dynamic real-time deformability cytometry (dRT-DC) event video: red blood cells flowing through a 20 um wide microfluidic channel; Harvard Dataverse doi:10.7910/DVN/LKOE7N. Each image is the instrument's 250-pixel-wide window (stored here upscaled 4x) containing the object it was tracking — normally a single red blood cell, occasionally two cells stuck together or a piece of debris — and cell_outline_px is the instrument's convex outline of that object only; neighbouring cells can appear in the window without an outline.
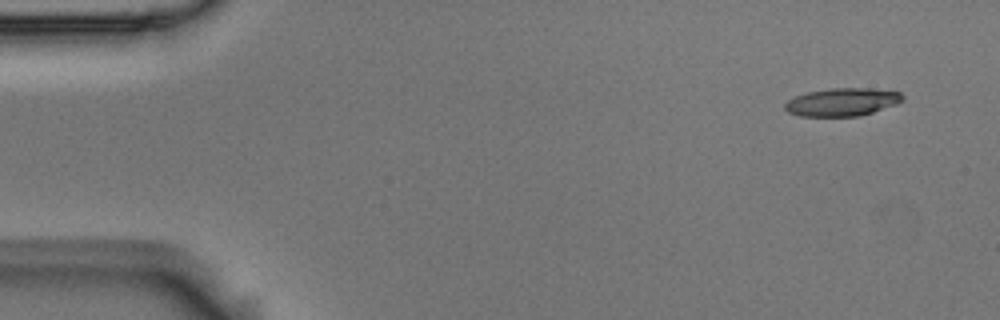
{"species": "Egyptian fruit bat (a non-hibernating species)", "species_latin": "Rousettus aegyptiacus", "temperature_condition": "room temperature", "stored_images_in_passage": 8, "camera_frame_rate_fps": 3000, "um_per_image_px": 0.085, "animal": {"sex": "male"}, "frame": {"image": 1, "passage_image": 1, "time_ms": 0.0, "image_size_px": [1000, 320], "cell_outline_px": [[904, 100], [896, 104], [860, 116], [800, 116], [788, 112], [784, 108], [784, 104], [788, 100], [796, 96], [808, 92], [832, 88], [868, 88], [900, 92], [904, 96]], "centroid_in_image_um": [71.59, 8.67], "position_along_channel_um": 13.4, "area_um2": 19.07}}
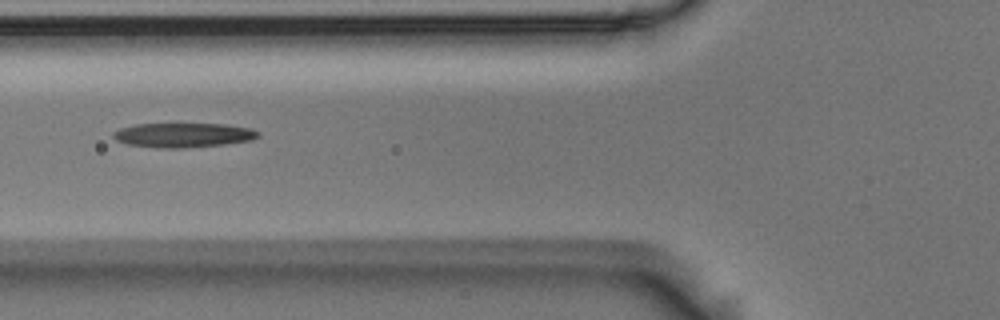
{"frame": {"image": 2, "passage_image": 6, "time_ms": 1.667, "image_size_px": [1000, 320], "cell_outline_px": [[260, 136], [252, 140], [224, 144], [184, 148], [160, 148], [128, 144], [116, 140], [112, 136], [112, 132], [120, 128], [136, 124], [228, 124], [252, 128], [260, 132]], "centroid_in_image_um": [15.61, 11.48], "position_along_channel_um": 110.2, "area_um2": 20.75}}
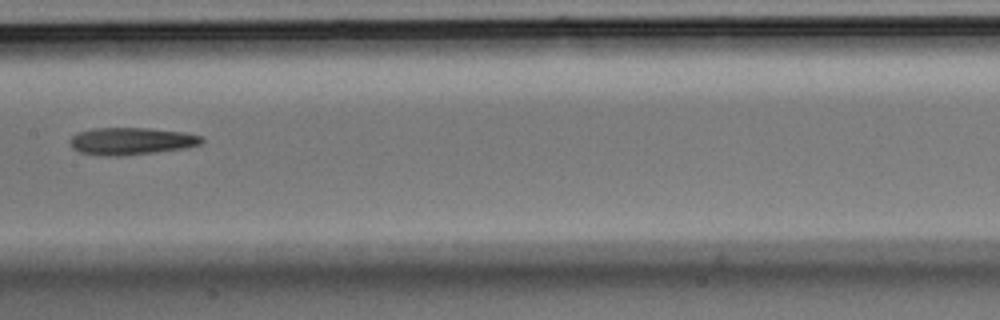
{"frame": {"image": 3, "passage_image": 8, "time_ms": 2.333, "image_size_px": [1000, 320], "cell_outline_px": [[204, 140], [200, 144], [184, 148], [156, 152], [120, 156], [96, 156], [80, 152], [72, 148], [72, 136], [80, 132], [96, 128], [148, 128], [184, 132], [204, 136]], "centroid_in_image_um": [11.19, 12.0], "position_along_channel_um": 196.2, "area_um2": 20.87}}